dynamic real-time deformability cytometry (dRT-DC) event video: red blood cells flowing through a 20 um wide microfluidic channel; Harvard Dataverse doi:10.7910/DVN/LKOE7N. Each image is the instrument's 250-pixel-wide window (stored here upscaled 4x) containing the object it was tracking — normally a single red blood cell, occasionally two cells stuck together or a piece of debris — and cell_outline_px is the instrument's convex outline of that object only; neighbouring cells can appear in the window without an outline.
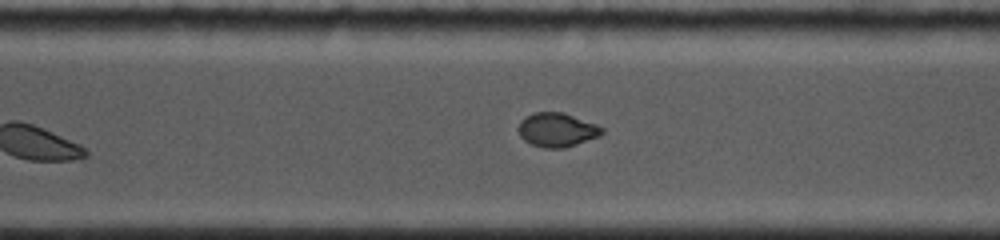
{"species": "common noctule bat (a hibernating species)", "species_latin": "Nyctalus noctula", "temperature_condition": "cold", "stored_images_in_passage": 24, "segment_of_instrument_passage": [2, 2], "camera_frame_rate_fps": 5000, "um_per_image_px": 0.085, "animal": {"sex": "female", "body_mass_g": 19.0, "forearm_length_mm": 53.3}, "frame": {"image": 1, "passage_image": 24, "time_ms": 11.4, "image_size_px": [1000, 240], "cell_outline_px": [[604, 132], [600, 136], [564, 148], [544, 148], [532, 144], [524, 140], [520, 136], [520, 120], [524, 116], [536, 112], [564, 112], [596, 124], [604, 128]], "centroid_in_image_um": [47.36, 11.03], "position_along_channel_um": 323.2, "area_um2": 16.53}}